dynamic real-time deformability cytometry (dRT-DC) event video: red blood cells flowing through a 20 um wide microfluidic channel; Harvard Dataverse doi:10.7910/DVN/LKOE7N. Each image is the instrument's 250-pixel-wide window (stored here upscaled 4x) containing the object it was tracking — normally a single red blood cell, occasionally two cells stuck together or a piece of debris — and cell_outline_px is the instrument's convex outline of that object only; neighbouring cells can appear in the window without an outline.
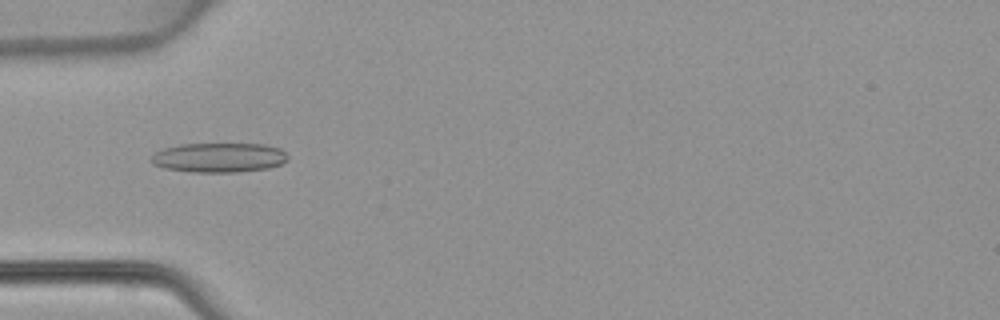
{"species": "common noctule bat (a hibernating species)", "species_latin": "Nyctalus noctula", "temperature_condition": "warm", "stored_images_in_passage": 48, "camera_frame_rate_fps": 3000, "um_per_image_px": 0.085, "animal": {"sex": "female", "body_mass_g": 22.7, "forearm_length_mm": 54.2}, "frame": {"image": 1, "passage_image": 16, "time_ms": 5.0, "image_size_px": [1000, 320], "cell_outline_px": [[288, 160], [280, 164], [268, 168], [240, 172], [188, 172], [164, 168], [152, 164], [148, 160], [156, 152], [164, 148], [180, 144], [264, 144], [280, 148], [288, 156]], "centroid_in_image_um": [18.59, 13.4], "position_along_channel_um": 66.4, "area_um2": 23.7}}
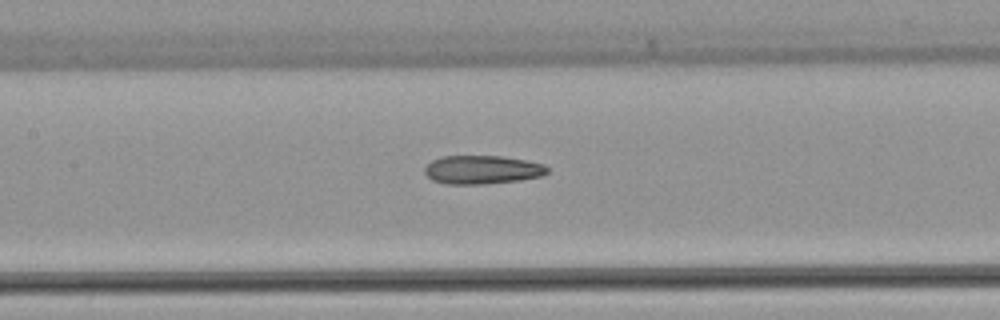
{"frame": {"image": 2, "passage_image": 23, "time_ms": 7.333, "image_size_px": [1000, 320], "cell_outline_px": [[548, 172], [544, 176], [520, 180], [484, 184], [448, 184], [432, 180], [424, 172], [424, 168], [432, 160], [444, 156], [504, 156], [544, 164], [548, 168]], "centroid_in_image_um": [41.01, 14.43], "position_along_channel_um": 166.4, "area_um2": 20.46}}
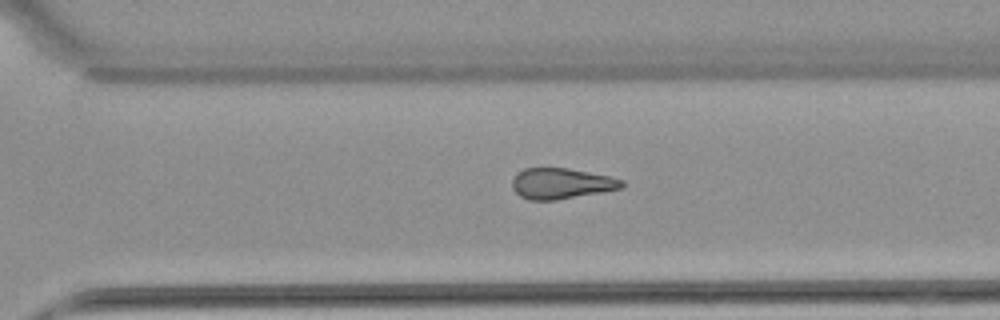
{"frame": {"image": 3, "passage_image": 34, "time_ms": 11.0, "image_size_px": [1000, 320], "cell_outline_px": [[624, 184], [620, 188], [600, 192], [556, 200], [528, 200], [520, 196], [512, 188], [512, 180], [524, 168], [568, 168], [608, 176], [624, 180]], "centroid_in_image_um": [47.68, 15.6], "position_along_channel_um": 322.9, "area_um2": 19.36}}